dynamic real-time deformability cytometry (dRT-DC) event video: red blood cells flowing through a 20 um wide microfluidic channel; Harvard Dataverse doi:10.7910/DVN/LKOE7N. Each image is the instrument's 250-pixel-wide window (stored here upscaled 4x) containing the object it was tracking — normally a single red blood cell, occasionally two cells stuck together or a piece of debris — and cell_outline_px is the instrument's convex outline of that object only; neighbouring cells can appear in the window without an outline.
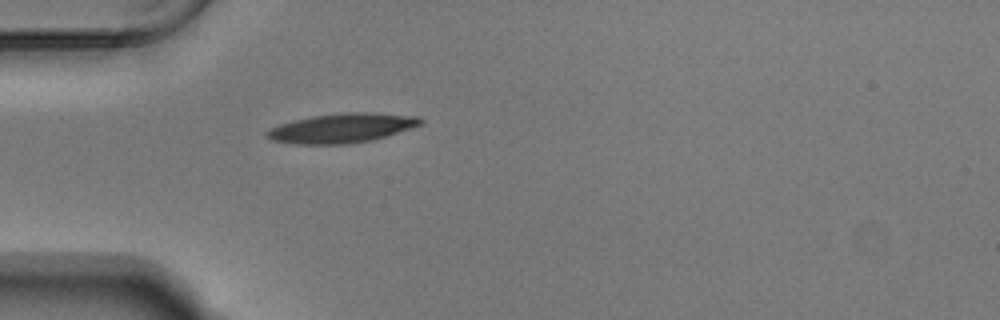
{"species": "Egyptian fruit bat (a non-hibernating species)", "species_latin": "Rousettus aegyptiacus", "temperature_condition": "warm", "stored_images_in_passage": 39, "camera_frame_rate_fps": 3000, "um_per_image_px": 0.085, "animal": {"sex": "male"}, "frame": {"image": 1, "passage_image": 1, "time_ms": 0.0, "image_size_px": [1000, 320], "cell_outline_px": [[424, 120], [420, 124], [388, 136], [372, 140], [348, 144], [296, 144], [272, 140], [264, 136], [264, 132], [268, 128], [292, 120], [312, 116], [348, 112], [368, 112], [420, 116]], "centroid_in_image_um": [29.02, 10.88], "position_along_channel_um": 56.0, "area_um2": 26.47}}
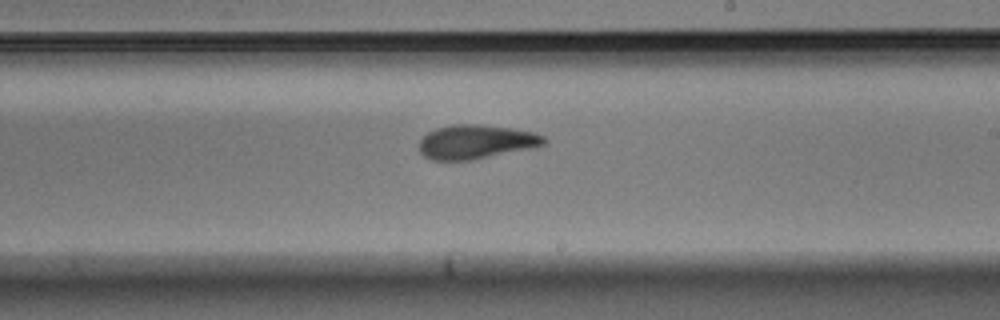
{"frame": {"image": 2, "passage_image": 17, "time_ms": 5.333, "image_size_px": [1000, 320], "cell_outline_px": [[548, 140], [544, 144], [532, 148], [472, 160], [432, 160], [424, 156], [420, 152], [420, 140], [428, 132], [436, 128], [456, 124], [476, 124], [512, 128], [532, 132], [544, 136]], "centroid_in_image_um": [40.46, 12.06], "position_along_channel_um": 248.5, "area_um2": 24.68}}
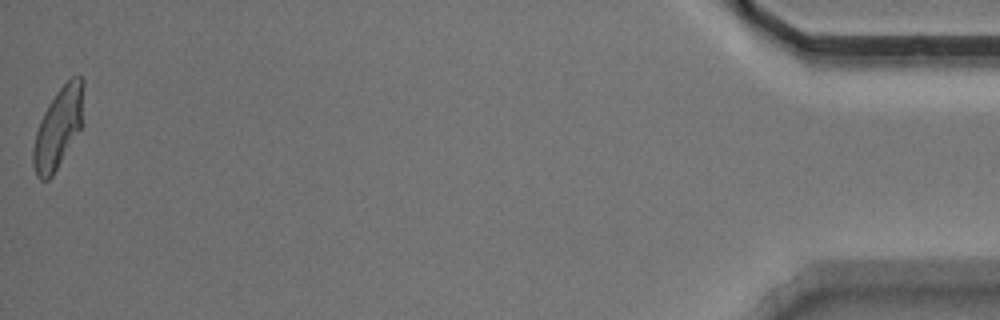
{"frame": {"image": 3, "passage_image": 39, "time_ms": 12.667, "image_size_px": [1000, 320], "cell_outline_px": [[84, 124], [52, 176], [48, 180], [40, 180], [36, 176], [32, 164], [32, 148], [36, 132], [40, 120], [48, 104], [56, 92], [72, 76], [80, 76], [84, 80]], "centroid_in_image_um": [4.98, 10.86], "position_along_channel_um": 430.2, "area_um2": 24.1}, "authors_computed_cell_mechanics": {"area_um2": 24.6806, "velocity_mm_per_s": 3.7298, "shape_relaxation_time_tau1_ms": 4.1904, "shape_relaxation_time_tau2_ms": 2.4602, "deformation_change_tau1": 0.185, "deformation_change_tau2": 0.1051}}